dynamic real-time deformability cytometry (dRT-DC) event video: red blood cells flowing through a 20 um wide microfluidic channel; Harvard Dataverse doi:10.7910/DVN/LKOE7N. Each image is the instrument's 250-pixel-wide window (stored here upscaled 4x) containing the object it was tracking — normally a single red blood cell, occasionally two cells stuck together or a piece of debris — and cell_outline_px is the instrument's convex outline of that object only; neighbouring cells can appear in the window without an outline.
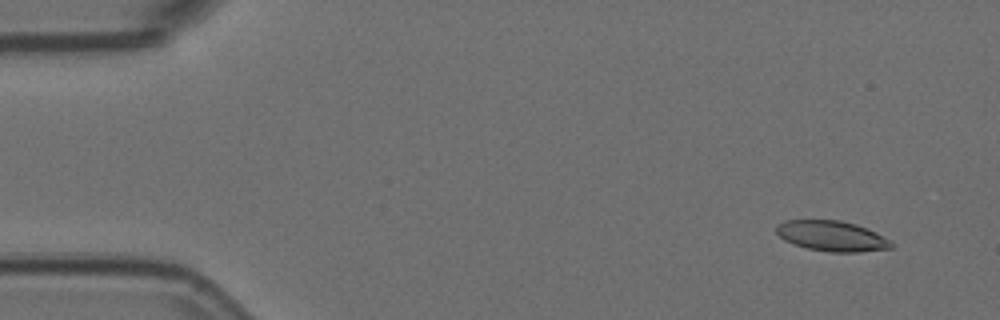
{"species": "Egyptian fruit bat (a non-hibernating species)", "species_latin": "Rousettus aegyptiacus", "temperature_condition": "room temperature", "stored_images_in_passage": 58, "camera_frame_rate_fps": 3000, "um_per_image_px": 0.085, "animal": {"sex": "female"}, "frame": {"image": 1, "passage_image": 4, "time_ms": 1.0, "image_size_px": [1000, 320], "cell_outline_px": [[896, 244], [892, 248], [860, 252], [828, 252], [808, 248], [792, 244], [784, 240], [776, 232], [776, 224], [784, 220], [840, 220], [856, 224], [876, 232]], "centroid_in_image_um": [70.71, 20.06], "position_along_channel_um": 14.3, "area_um2": 20.52}}
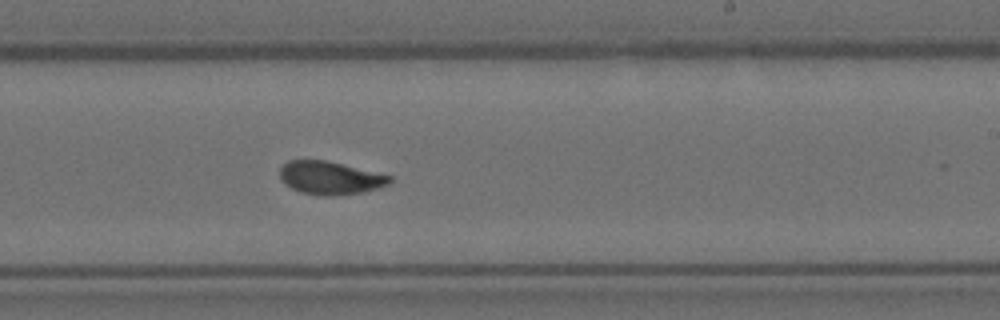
{"frame": {"image": 2, "passage_image": 34, "time_ms": 11.0, "image_size_px": [1000, 320], "cell_outline_px": [[392, 180], [388, 184], [376, 188], [360, 192], [336, 196], [320, 196], [300, 192], [284, 184], [280, 180], [280, 168], [288, 160], [328, 160], [392, 176]], "centroid_in_image_um": [28.02, 15.12], "position_along_channel_um": 261.0, "area_um2": 21.27}}
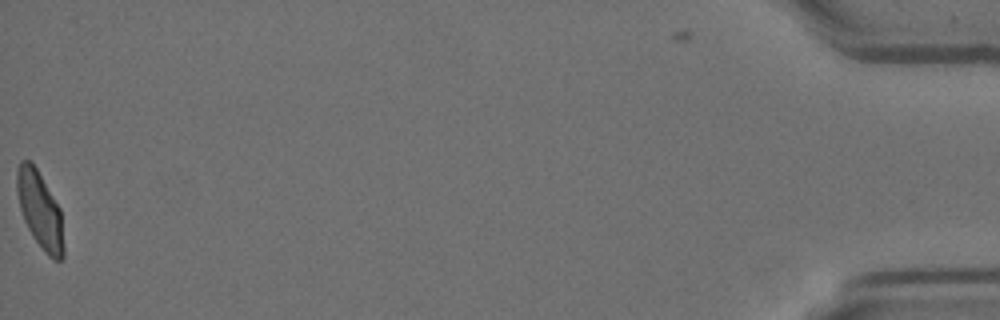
{"frame": {"image": 3, "passage_image": 57, "time_ms": 18.667, "image_size_px": [1000, 320], "cell_outline_px": [[64, 256], [60, 260], [52, 260], [48, 256], [32, 236], [24, 220], [20, 208], [16, 192], [16, 168], [20, 160], [32, 160], [60, 208], [64, 248]], "centroid_in_image_um": [3.37, 17.83], "position_along_channel_um": 431.8, "area_um2": 21.1}, "authors_computed_cell_mechanics": {"area_um2": 21.2126, "velocity_mm_per_s": 3.5629, "shape_relaxation_time_tau1_ms": 4.2473, "shape_relaxation_time_tau2_ms": 1.0495, "deformation_change_tau1": 0.1314, "deformation_change_tau2": 0.0565}}